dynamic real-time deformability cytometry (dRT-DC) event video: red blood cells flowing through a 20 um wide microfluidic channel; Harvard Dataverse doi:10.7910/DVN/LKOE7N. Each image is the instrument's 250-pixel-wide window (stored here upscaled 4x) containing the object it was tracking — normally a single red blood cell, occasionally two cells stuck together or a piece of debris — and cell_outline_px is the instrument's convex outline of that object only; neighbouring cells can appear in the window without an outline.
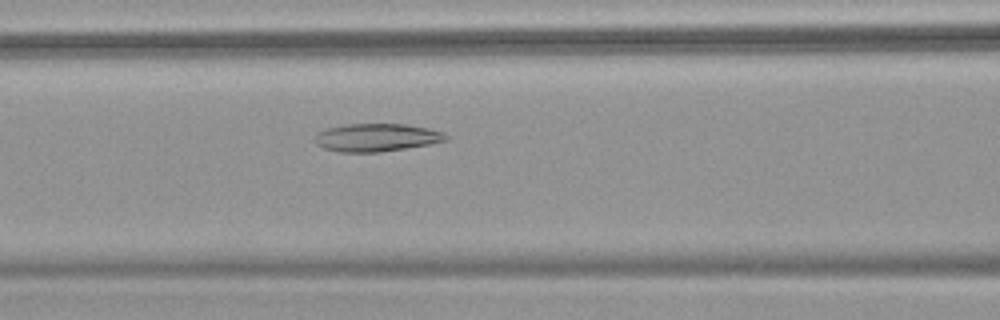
{"species": "common noctule bat (a hibernating species)", "species_latin": "Nyctalus noctula", "temperature_condition": "warm", "stored_images_in_passage": 53, "camera_frame_rate_fps": 3000, "um_per_image_px": 0.085, "animal": {"sex": "female", "body_mass_g": 18.4}, "frame": {"image": 1, "passage_image": 23, "time_ms": 7.333, "image_size_px": [1000, 320], "cell_outline_px": [[448, 140], [428, 144], [380, 152], [340, 152], [324, 148], [316, 144], [316, 132], [328, 128], [344, 124], [404, 124], [428, 128], [444, 132], [448, 136]], "centroid_in_image_um": [32.0, 11.68], "position_along_channel_um": 134.6, "area_um2": 21.21}}
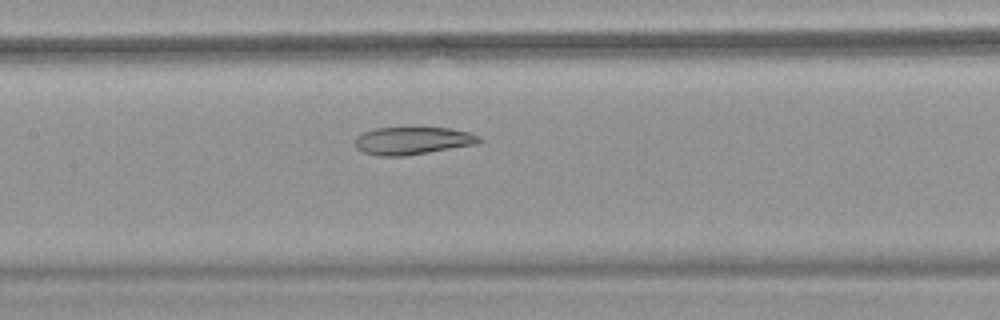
{"frame": {"image": 2, "passage_image": 26, "time_ms": 8.333, "image_size_px": [1000, 320], "cell_outline_px": [[484, 140], [476, 144], [404, 156], [380, 156], [364, 152], [356, 148], [352, 140], [356, 136], [364, 132], [376, 128], [412, 124], [452, 128], [468, 132], [480, 136]], "centroid_in_image_um": [35.05, 11.9], "position_along_channel_um": 172.3, "area_um2": 21.1}}
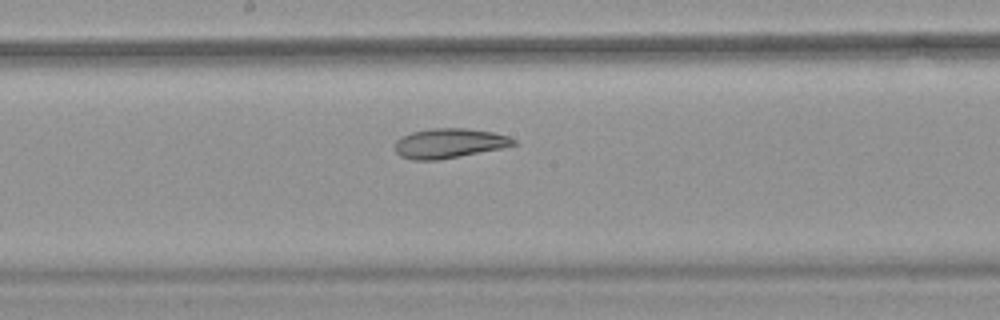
{"frame": {"image": 3, "passage_image": 29, "time_ms": 9.333, "image_size_px": [1000, 320], "cell_outline_px": [[516, 144], [504, 148], [460, 156], [436, 160], [412, 160], [400, 156], [396, 152], [396, 140], [412, 132], [432, 128], [468, 128], [492, 132], [508, 136], [516, 140]], "centroid_in_image_um": [38.2, 12.18], "position_along_channel_um": 210.0, "area_um2": 20.46}, "authors_computed_cell_mechanics": {"area_um2": 27.455, "velocity_mm_per_s": 3.7835, "shape_relaxation_time_tau1_ms": null, "shape_relaxation_time_tau2_ms": 4.9542, "deformation_change_tau1": null, "deformation_change_tau2": 0.0885}}